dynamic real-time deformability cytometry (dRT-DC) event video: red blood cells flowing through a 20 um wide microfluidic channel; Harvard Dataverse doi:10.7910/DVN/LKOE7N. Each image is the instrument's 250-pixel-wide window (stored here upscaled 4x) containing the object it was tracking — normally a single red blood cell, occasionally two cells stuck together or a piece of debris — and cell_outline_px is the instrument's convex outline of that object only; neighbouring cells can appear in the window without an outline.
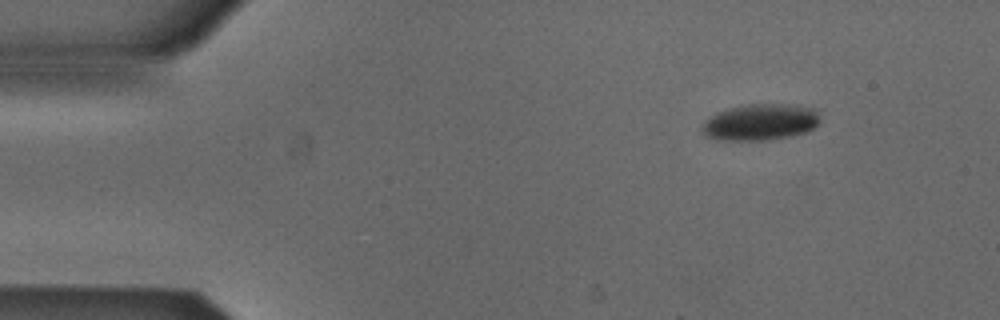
{"species": "Egyptian fruit bat (a non-hibernating species)", "species_latin": "Rousettus aegyptiacus", "temperature_condition": "cold", "stored_images_in_passage": 22, "camera_frame_rate_fps": 3000, "um_per_image_px": 0.085, "animal": {"sex": "male"}, "frame": {"image": 1, "passage_image": 1, "time_ms": 0.0, "image_size_px": [1000, 320], "cell_outline_px": [[820, 120], [812, 128], [804, 132], [764, 140], [716, 140], [704, 136], [700, 128], [704, 120], [708, 116], [716, 112], [748, 104], [796, 104], [816, 108], [820, 116]], "centroid_in_image_um": [64.58, 10.36], "position_along_channel_um": 20.4, "area_um2": 25.14}}
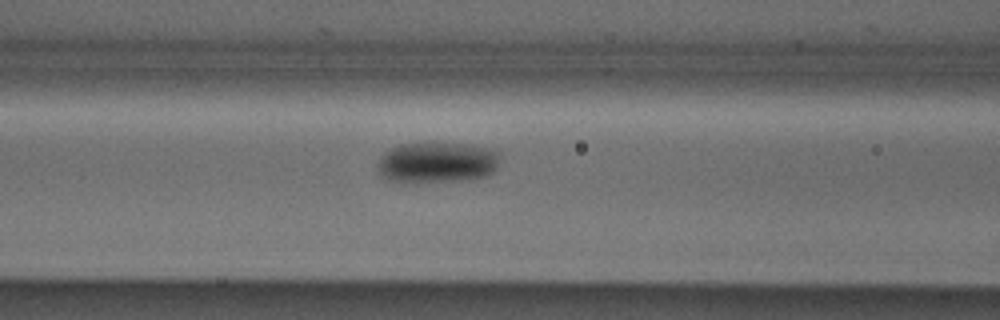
{"frame": {"image": 2, "passage_image": 16, "time_ms": 5.0, "image_size_px": [1000, 320], "cell_outline_px": [[500, 156], [496, 168], [488, 176], [472, 180], [416, 184], [404, 184], [388, 180], [380, 176], [376, 168], [376, 164], [380, 156], [384, 152], [400, 144], [428, 140], [436, 140], [468, 144], [492, 148], [500, 152]], "centroid_in_image_um": [37.11, 13.8], "position_along_channel_um": 129.5, "area_um2": 31.27}}
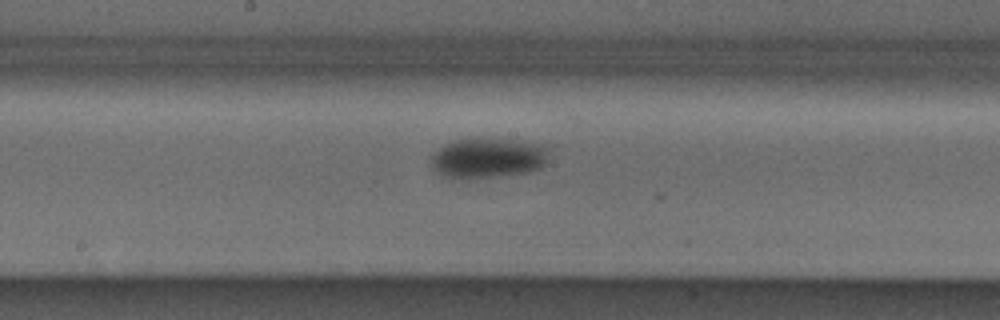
{"frame": {"image": 3, "passage_image": 22, "time_ms": 7.0, "image_size_px": [1000, 320], "cell_outline_px": [[552, 144], [548, 160], [540, 168], [528, 172], [496, 176], [448, 176], [432, 168], [432, 156], [440, 148], [456, 140], [476, 136], [520, 140]], "centroid_in_image_um": [41.65, 13.34], "position_along_channel_um": 206.5, "area_um2": 27.69}}